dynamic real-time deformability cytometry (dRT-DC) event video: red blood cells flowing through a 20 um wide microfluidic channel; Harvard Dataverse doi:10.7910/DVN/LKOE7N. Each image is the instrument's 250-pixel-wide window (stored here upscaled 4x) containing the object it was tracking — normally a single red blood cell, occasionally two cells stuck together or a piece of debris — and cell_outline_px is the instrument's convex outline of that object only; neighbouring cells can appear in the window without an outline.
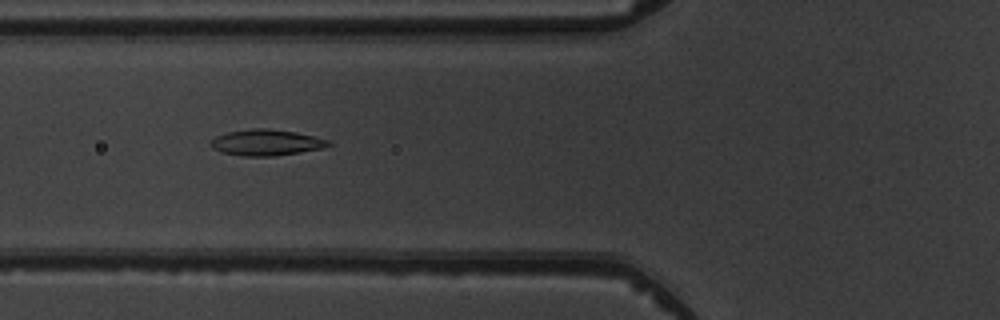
{"species": "common noctule bat (a hibernating species)", "species_latin": "Nyctalus noctula", "temperature_condition": "warm", "stored_images_in_passage": 7, "camera_frame_rate_fps": 3000, "um_per_image_px": 0.085, "animal": {"sex": "male", "body_mass_g": 19.5, "forearm_length_mm": 54.6}, "frame": {"image": 1, "passage_image": 5, "time_ms": 4.667, "image_size_px": [1000, 320], "cell_outline_px": [[332, 144], [324, 148], [276, 156], [244, 156], [224, 152], [212, 148], [208, 144], [216, 136], [228, 132], [252, 128], [268, 128], [296, 132], [328, 140]], "centroid_in_image_um": [22.63, 12.11], "position_along_channel_um": 103.2, "area_um2": 17.8}}
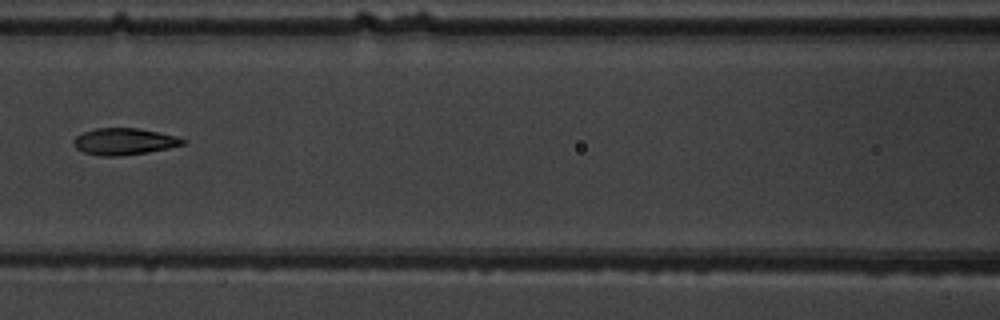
{"frame": {"image": 2, "passage_image": 6, "time_ms": 6.0, "image_size_px": [1000, 320], "cell_outline_px": [[188, 140], [184, 144], [168, 148], [148, 152], [120, 156], [100, 156], [84, 152], [76, 148], [72, 144], [72, 140], [76, 136], [84, 132], [96, 128], [140, 128], [176, 136]], "centroid_in_image_um": [10.54, 12.03], "position_along_channel_um": 156.1, "area_um2": 17.05}}
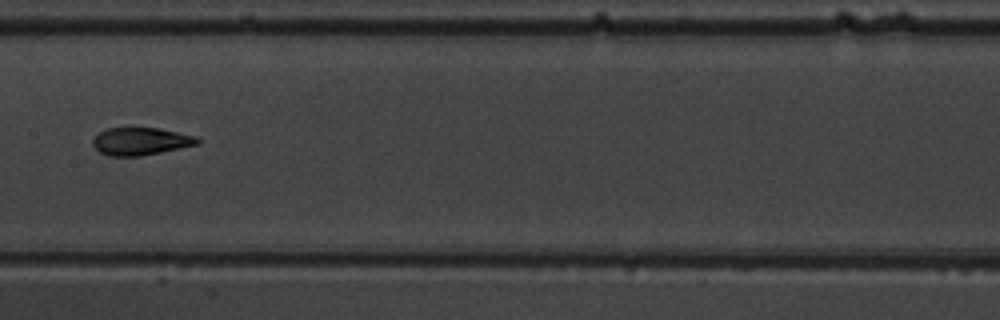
{"frame": {"image": 3, "passage_image": 7, "time_ms": 7.0, "image_size_px": [1000, 320], "cell_outline_px": [[200, 144], [140, 156], [108, 156], [100, 152], [92, 144], [92, 140], [100, 132], [108, 128], [160, 128], [196, 136], [200, 140]], "centroid_in_image_um": [11.97, 12.01], "position_along_channel_um": 195.4, "area_um2": 16.76}}